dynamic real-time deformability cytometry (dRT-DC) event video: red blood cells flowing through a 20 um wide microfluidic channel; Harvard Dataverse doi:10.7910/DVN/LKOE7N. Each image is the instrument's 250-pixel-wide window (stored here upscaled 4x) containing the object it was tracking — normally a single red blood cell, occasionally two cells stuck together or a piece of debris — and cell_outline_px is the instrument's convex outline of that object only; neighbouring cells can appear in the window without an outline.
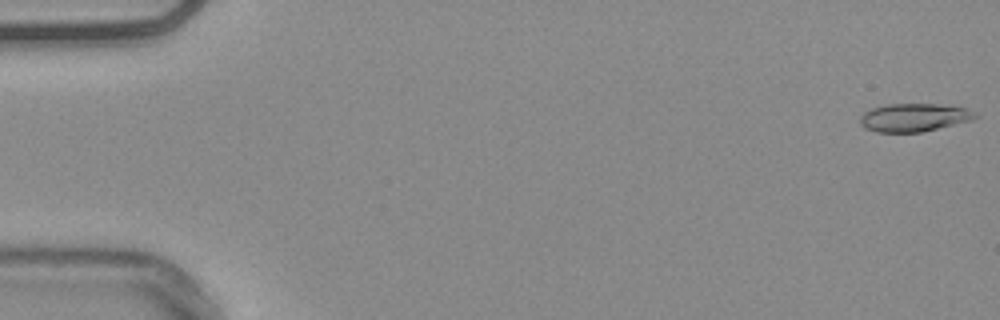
{"species": "common noctule bat (a hibernating species)", "species_latin": "Nyctalus noctula", "temperature_condition": "warm", "stored_images_in_passage": 51, "camera_frame_rate_fps": 3000, "um_per_image_px": 0.085, "animal": {"sex": "male", "body_mass_g": 20.4}, "frame": {"image": 1, "passage_image": 1, "time_ms": 0.0, "image_size_px": [1000, 320], "cell_outline_px": [[980, 116], [972, 120], [920, 132], [876, 132], [864, 128], [860, 124], [860, 116], [864, 112], [872, 108], [888, 104], [940, 104], [968, 108], [976, 112]], "centroid_in_image_um": [77.71, 9.98], "position_along_channel_um": 7.3, "area_um2": 18.96}}
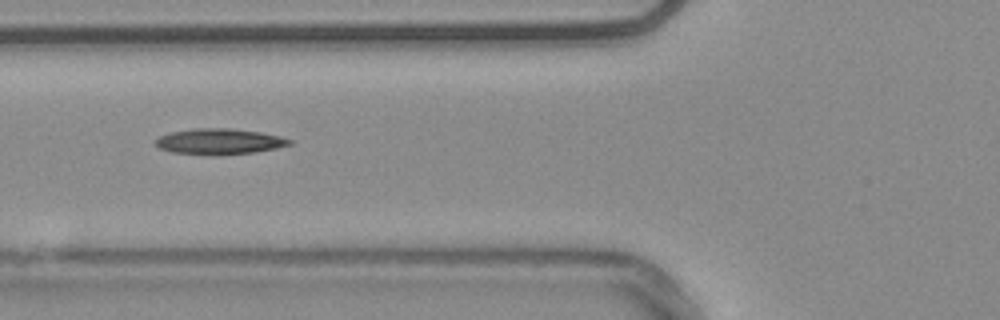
{"frame": {"image": 2, "passage_image": 21, "time_ms": 6.667, "image_size_px": [1000, 320], "cell_outline_px": [[292, 144], [276, 148], [256, 152], [216, 156], [212, 156], [172, 152], [160, 148], [156, 144], [156, 140], [160, 136], [172, 132], [196, 128], [228, 128], [260, 132], [280, 136], [292, 140]], "centroid_in_image_um": [18.67, 12.04], "position_along_channel_um": 107.1, "area_um2": 20.17}}
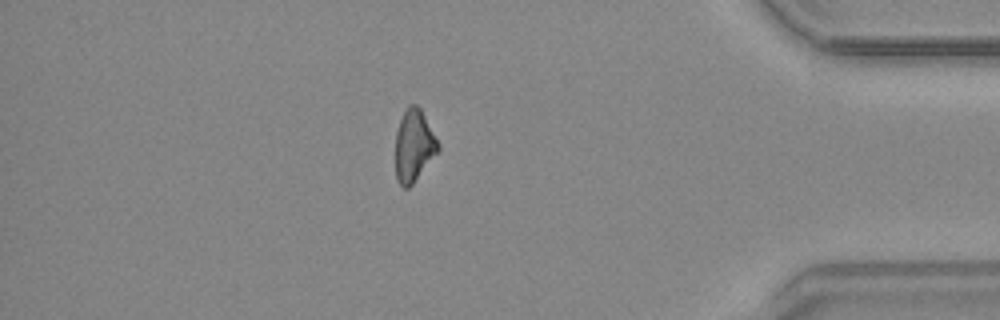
{"frame": {"image": 3, "passage_image": 47, "time_ms": 15.333, "image_size_px": [1000, 320], "cell_outline_px": [[440, 152], [412, 184], [408, 188], [404, 188], [396, 180], [396, 132], [400, 120], [408, 104], [416, 104], [420, 108], [440, 144]], "centroid_in_image_um": [35.2, 12.4], "position_along_channel_um": 400.0, "area_um2": 18.03}}